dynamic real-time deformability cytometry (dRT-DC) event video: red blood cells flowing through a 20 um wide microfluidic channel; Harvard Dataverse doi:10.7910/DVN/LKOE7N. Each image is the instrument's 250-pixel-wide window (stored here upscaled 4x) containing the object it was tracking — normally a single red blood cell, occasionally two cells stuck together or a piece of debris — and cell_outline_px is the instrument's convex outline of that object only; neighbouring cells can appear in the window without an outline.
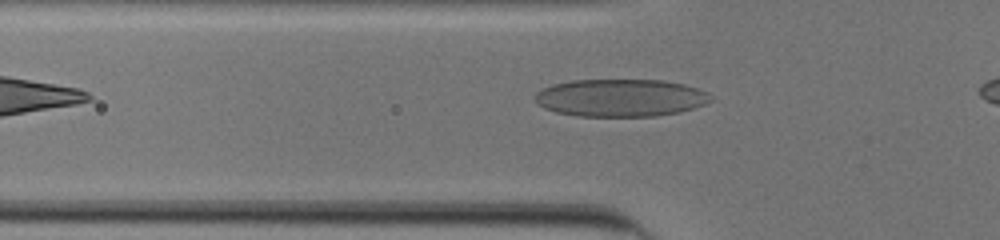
{"species": "human", "species_latin": "Homo sapiens", "temperature_condition": "cold", "stored_images_in_passage": 31, "camera_frame_rate_fps": 3000, "um_per_image_px": 0.085, "donor": {"sex": "male"}, "frame": {"image": 1, "passage_image": 2, "time_ms": 0.333, "image_size_px": [1000, 240], "cell_outline_px": [[712, 100], [704, 104], [680, 112], [656, 116], [576, 116], [556, 112], [544, 108], [536, 104], [536, 92], [540, 88], [552, 84], [572, 80], [660, 80], [684, 84], [708, 92], [712, 96]], "centroid_in_image_um": [52.72, 8.31], "position_along_channel_um": 73.1, "area_um2": 38.61}}
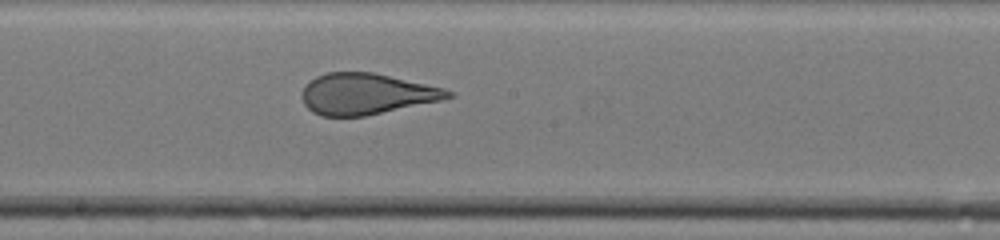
{"frame": {"image": 2, "passage_image": 13, "time_ms": 4.0, "image_size_px": [1000, 240], "cell_outline_px": [[456, 96], [440, 100], [364, 116], [320, 116], [312, 112], [304, 104], [300, 96], [304, 88], [316, 76], [328, 72], [372, 72], [444, 88], [452, 92]], "centroid_in_image_um": [31.11, 7.98], "position_along_channel_um": 217.1, "area_um2": 34.62}}
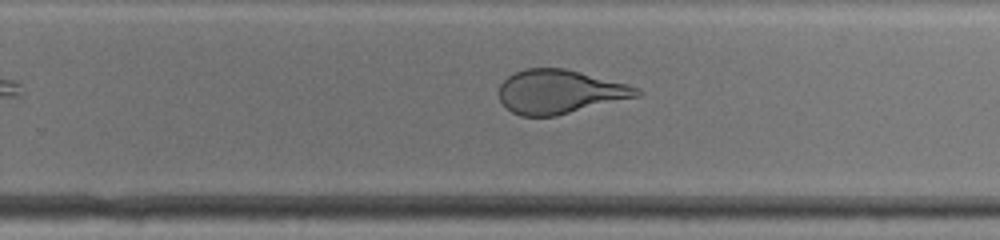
{"frame": {"image": 3, "passage_image": 18, "time_ms": 5.667, "image_size_px": [1000, 240], "cell_outline_px": [[644, 92], [640, 96], [556, 116], [520, 116], [512, 112], [500, 100], [500, 84], [508, 76], [524, 68], [564, 68], [628, 84], [640, 88]], "centroid_in_image_um": [47.61, 7.8], "position_along_channel_um": 282.2, "area_um2": 35.2}, "authors_computed_cell_mechanics": {"area_um2": 36.8186, "velocity_mm_per_s": 3.9255, "shape_relaxation_time_tau1_ms": 9.1602, "shape_relaxation_time_tau2_ms": null, "deformation_change_tau1": 0.2734, "deformation_change_tau2": null}}